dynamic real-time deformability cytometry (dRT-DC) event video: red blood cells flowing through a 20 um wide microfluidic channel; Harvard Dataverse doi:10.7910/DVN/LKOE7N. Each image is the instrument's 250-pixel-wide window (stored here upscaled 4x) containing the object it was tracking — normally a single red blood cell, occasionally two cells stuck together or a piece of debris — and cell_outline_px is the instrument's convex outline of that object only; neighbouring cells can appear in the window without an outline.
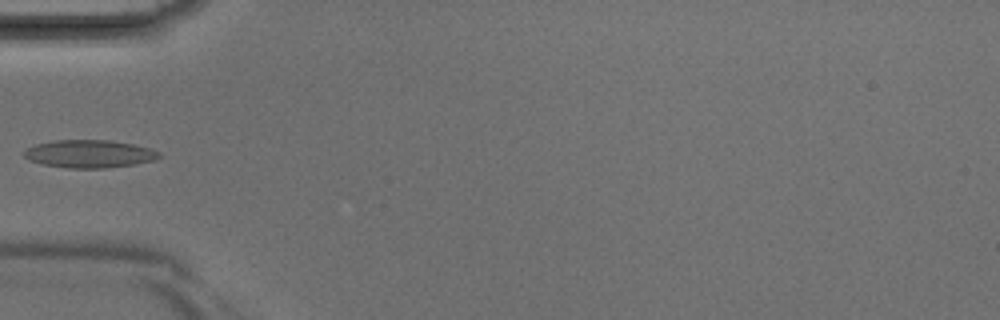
{"species": "Egyptian fruit bat (a non-hibernating species)", "species_latin": "Rousettus aegyptiacus", "temperature_condition": "room temperature", "stored_images_in_passage": 3, "camera_frame_rate_fps": 3000, "um_per_image_px": 0.085, "animal": {"sex": "male"}, "frame": {"image": 1, "passage_image": 3, "time_ms": 0.667, "image_size_px": [1000, 320], "cell_outline_px": [[160, 156], [156, 160], [132, 164], [104, 168], [68, 168], [40, 164], [28, 160], [24, 156], [24, 152], [28, 148], [36, 144], [56, 140], [108, 140], [132, 144], [148, 148], [160, 152]], "centroid_in_image_um": [7.57, 13.08], "position_along_channel_um": 77.4, "area_um2": 21.73}}